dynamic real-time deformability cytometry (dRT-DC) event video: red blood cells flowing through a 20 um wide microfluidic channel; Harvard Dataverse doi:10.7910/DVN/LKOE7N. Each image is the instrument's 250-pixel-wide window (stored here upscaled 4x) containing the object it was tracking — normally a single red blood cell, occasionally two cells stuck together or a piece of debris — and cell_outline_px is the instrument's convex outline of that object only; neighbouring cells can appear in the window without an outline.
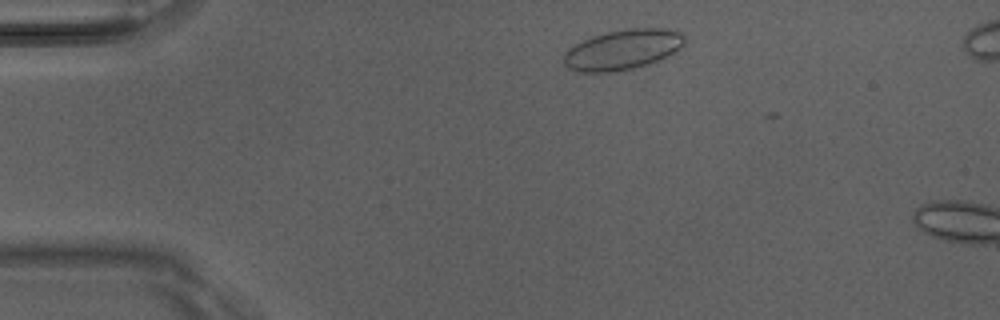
{"species": "Egyptian fruit bat (a non-hibernating species)", "species_latin": "Rousettus aegyptiacus", "temperature_condition": "room temperature", "stored_images_in_passage": 2, "camera_frame_rate_fps": 3000, "um_per_image_px": 0.085, "animal": {"sex": "male"}, "frame": {"image": 1, "passage_image": 1, "time_ms": 0.0, "image_size_px": [1000, 320], "cell_outline_px": [[684, 44], [676, 52], [668, 56], [648, 64], [632, 68], [608, 72], [580, 72], [568, 68], [564, 64], [564, 52], [568, 48], [592, 36], [604, 32], [628, 28], [660, 28], [680, 32], [684, 36]], "centroid_in_image_um": [52.92, 4.21], "position_along_channel_um": 32.1, "area_um2": 28.21}}